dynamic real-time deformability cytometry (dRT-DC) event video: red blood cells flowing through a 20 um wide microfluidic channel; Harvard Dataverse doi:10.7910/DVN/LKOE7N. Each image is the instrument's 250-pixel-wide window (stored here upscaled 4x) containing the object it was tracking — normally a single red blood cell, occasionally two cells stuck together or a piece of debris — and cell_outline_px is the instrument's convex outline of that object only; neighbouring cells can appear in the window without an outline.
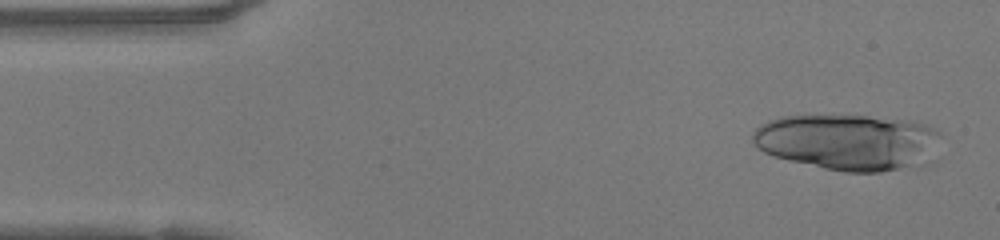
{"species": "human", "species_latin": "Homo sapiens", "temperature_condition": "warm", "stored_images_in_passage": 30, "camera_frame_rate_fps": 3000, "um_per_image_px": 0.085, "donor": {"sex": "female"}, "frame": {"image": 1, "passage_image": 2, "time_ms": 0.333, "image_size_px": [1000, 240], "cell_outline_px": [[940, 136], [936, 160], [932, 164], [920, 168], [880, 172], [844, 172], [824, 168], [772, 156], [764, 152], [752, 140], [752, 132], [760, 124], [768, 120], [780, 116], [868, 116], [900, 120], [924, 124], [940, 132]], "centroid_in_image_um": [72.2, 12.11], "position_along_channel_um": 12.8, "area_um2": 62.54}}